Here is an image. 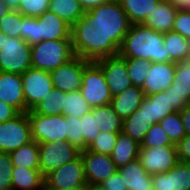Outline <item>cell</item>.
Wrapping results in <instances>:
<instances>
[{"mask_svg": "<svg viewBox=\"0 0 190 190\" xmlns=\"http://www.w3.org/2000/svg\"><path fill=\"white\" fill-rule=\"evenodd\" d=\"M131 23L118 0L85 11L71 26L74 54L88 61L119 54Z\"/></svg>", "mask_w": 190, "mask_h": 190, "instance_id": "obj_1", "label": "cell"}, {"mask_svg": "<svg viewBox=\"0 0 190 190\" xmlns=\"http://www.w3.org/2000/svg\"><path fill=\"white\" fill-rule=\"evenodd\" d=\"M164 34L143 24H131L119 49L123 58H140L155 63L167 62Z\"/></svg>", "mask_w": 190, "mask_h": 190, "instance_id": "obj_2", "label": "cell"}, {"mask_svg": "<svg viewBox=\"0 0 190 190\" xmlns=\"http://www.w3.org/2000/svg\"><path fill=\"white\" fill-rule=\"evenodd\" d=\"M21 38L30 45L46 40H71V26L49 10L40 17L22 15Z\"/></svg>", "mask_w": 190, "mask_h": 190, "instance_id": "obj_3", "label": "cell"}, {"mask_svg": "<svg viewBox=\"0 0 190 190\" xmlns=\"http://www.w3.org/2000/svg\"><path fill=\"white\" fill-rule=\"evenodd\" d=\"M74 56L71 40H46L31 45V63L35 69L50 72Z\"/></svg>", "mask_w": 190, "mask_h": 190, "instance_id": "obj_4", "label": "cell"}, {"mask_svg": "<svg viewBox=\"0 0 190 190\" xmlns=\"http://www.w3.org/2000/svg\"><path fill=\"white\" fill-rule=\"evenodd\" d=\"M79 91L91 108L110 104L113 98L101 67L94 61L85 67Z\"/></svg>", "mask_w": 190, "mask_h": 190, "instance_id": "obj_5", "label": "cell"}, {"mask_svg": "<svg viewBox=\"0 0 190 190\" xmlns=\"http://www.w3.org/2000/svg\"><path fill=\"white\" fill-rule=\"evenodd\" d=\"M31 63V45L22 38L8 36L0 51V71L22 75Z\"/></svg>", "mask_w": 190, "mask_h": 190, "instance_id": "obj_6", "label": "cell"}, {"mask_svg": "<svg viewBox=\"0 0 190 190\" xmlns=\"http://www.w3.org/2000/svg\"><path fill=\"white\" fill-rule=\"evenodd\" d=\"M26 113L30 121L32 140L38 144L66 141L65 115H40L33 110Z\"/></svg>", "mask_w": 190, "mask_h": 190, "instance_id": "obj_7", "label": "cell"}, {"mask_svg": "<svg viewBox=\"0 0 190 190\" xmlns=\"http://www.w3.org/2000/svg\"><path fill=\"white\" fill-rule=\"evenodd\" d=\"M39 165L43 176L76 159L81 150L67 140L39 143Z\"/></svg>", "mask_w": 190, "mask_h": 190, "instance_id": "obj_8", "label": "cell"}, {"mask_svg": "<svg viewBox=\"0 0 190 190\" xmlns=\"http://www.w3.org/2000/svg\"><path fill=\"white\" fill-rule=\"evenodd\" d=\"M32 141L27 113L0 123V152L10 153Z\"/></svg>", "mask_w": 190, "mask_h": 190, "instance_id": "obj_9", "label": "cell"}, {"mask_svg": "<svg viewBox=\"0 0 190 190\" xmlns=\"http://www.w3.org/2000/svg\"><path fill=\"white\" fill-rule=\"evenodd\" d=\"M87 184L81 154L44 176V190H67Z\"/></svg>", "mask_w": 190, "mask_h": 190, "instance_id": "obj_10", "label": "cell"}, {"mask_svg": "<svg viewBox=\"0 0 190 190\" xmlns=\"http://www.w3.org/2000/svg\"><path fill=\"white\" fill-rule=\"evenodd\" d=\"M90 62L75 55L66 63L50 71L54 88L64 93L80 90L85 67Z\"/></svg>", "mask_w": 190, "mask_h": 190, "instance_id": "obj_11", "label": "cell"}, {"mask_svg": "<svg viewBox=\"0 0 190 190\" xmlns=\"http://www.w3.org/2000/svg\"><path fill=\"white\" fill-rule=\"evenodd\" d=\"M25 97V112L32 110L54 89L50 73L40 69L29 68L21 75Z\"/></svg>", "mask_w": 190, "mask_h": 190, "instance_id": "obj_12", "label": "cell"}, {"mask_svg": "<svg viewBox=\"0 0 190 190\" xmlns=\"http://www.w3.org/2000/svg\"><path fill=\"white\" fill-rule=\"evenodd\" d=\"M138 159L148 174L168 172L178 162L176 145L140 147Z\"/></svg>", "mask_w": 190, "mask_h": 190, "instance_id": "obj_13", "label": "cell"}, {"mask_svg": "<svg viewBox=\"0 0 190 190\" xmlns=\"http://www.w3.org/2000/svg\"><path fill=\"white\" fill-rule=\"evenodd\" d=\"M86 183L91 187L99 186L118 171L110 155L99 154L86 150L81 151Z\"/></svg>", "mask_w": 190, "mask_h": 190, "instance_id": "obj_14", "label": "cell"}, {"mask_svg": "<svg viewBox=\"0 0 190 190\" xmlns=\"http://www.w3.org/2000/svg\"><path fill=\"white\" fill-rule=\"evenodd\" d=\"M95 62L101 67L112 96L132 86L126 61L119 54L101 58Z\"/></svg>", "mask_w": 190, "mask_h": 190, "instance_id": "obj_15", "label": "cell"}, {"mask_svg": "<svg viewBox=\"0 0 190 190\" xmlns=\"http://www.w3.org/2000/svg\"><path fill=\"white\" fill-rule=\"evenodd\" d=\"M153 190H190V163L178 161L168 172L152 175Z\"/></svg>", "mask_w": 190, "mask_h": 190, "instance_id": "obj_16", "label": "cell"}, {"mask_svg": "<svg viewBox=\"0 0 190 190\" xmlns=\"http://www.w3.org/2000/svg\"><path fill=\"white\" fill-rule=\"evenodd\" d=\"M175 63H151L147 78L141 89L145 96L166 91L174 81Z\"/></svg>", "mask_w": 190, "mask_h": 190, "instance_id": "obj_17", "label": "cell"}, {"mask_svg": "<svg viewBox=\"0 0 190 190\" xmlns=\"http://www.w3.org/2000/svg\"><path fill=\"white\" fill-rule=\"evenodd\" d=\"M0 100L13 106L20 113L25 112V97L20 74L0 71Z\"/></svg>", "mask_w": 190, "mask_h": 190, "instance_id": "obj_18", "label": "cell"}, {"mask_svg": "<svg viewBox=\"0 0 190 190\" xmlns=\"http://www.w3.org/2000/svg\"><path fill=\"white\" fill-rule=\"evenodd\" d=\"M127 190H153L152 175L148 174L137 158L118 168Z\"/></svg>", "mask_w": 190, "mask_h": 190, "instance_id": "obj_19", "label": "cell"}, {"mask_svg": "<svg viewBox=\"0 0 190 190\" xmlns=\"http://www.w3.org/2000/svg\"><path fill=\"white\" fill-rule=\"evenodd\" d=\"M144 97L145 94L141 87L132 85L123 92L113 96L110 104L117 115L122 120H125L140 107Z\"/></svg>", "mask_w": 190, "mask_h": 190, "instance_id": "obj_20", "label": "cell"}, {"mask_svg": "<svg viewBox=\"0 0 190 190\" xmlns=\"http://www.w3.org/2000/svg\"><path fill=\"white\" fill-rule=\"evenodd\" d=\"M140 109H144V117L152 125L159 123L165 116L175 112L170 107L169 94L166 91L145 96Z\"/></svg>", "mask_w": 190, "mask_h": 190, "instance_id": "obj_21", "label": "cell"}, {"mask_svg": "<svg viewBox=\"0 0 190 190\" xmlns=\"http://www.w3.org/2000/svg\"><path fill=\"white\" fill-rule=\"evenodd\" d=\"M176 14L173 3L160 1L142 24L164 34L172 31Z\"/></svg>", "mask_w": 190, "mask_h": 190, "instance_id": "obj_22", "label": "cell"}, {"mask_svg": "<svg viewBox=\"0 0 190 190\" xmlns=\"http://www.w3.org/2000/svg\"><path fill=\"white\" fill-rule=\"evenodd\" d=\"M12 190H44V176L40 169L13 166Z\"/></svg>", "mask_w": 190, "mask_h": 190, "instance_id": "obj_23", "label": "cell"}, {"mask_svg": "<svg viewBox=\"0 0 190 190\" xmlns=\"http://www.w3.org/2000/svg\"><path fill=\"white\" fill-rule=\"evenodd\" d=\"M140 144L123 132L118 133V138L111 153V159L117 168L125 166L129 162L138 158Z\"/></svg>", "mask_w": 190, "mask_h": 190, "instance_id": "obj_24", "label": "cell"}, {"mask_svg": "<svg viewBox=\"0 0 190 190\" xmlns=\"http://www.w3.org/2000/svg\"><path fill=\"white\" fill-rule=\"evenodd\" d=\"M164 47L167 50V62L175 63L190 58V40L177 32L164 33Z\"/></svg>", "mask_w": 190, "mask_h": 190, "instance_id": "obj_25", "label": "cell"}, {"mask_svg": "<svg viewBox=\"0 0 190 190\" xmlns=\"http://www.w3.org/2000/svg\"><path fill=\"white\" fill-rule=\"evenodd\" d=\"M131 24H142L160 0H118Z\"/></svg>", "mask_w": 190, "mask_h": 190, "instance_id": "obj_26", "label": "cell"}, {"mask_svg": "<svg viewBox=\"0 0 190 190\" xmlns=\"http://www.w3.org/2000/svg\"><path fill=\"white\" fill-rule=\"evenodd\" d=\"M151 125L144 117V109L139 107L123 120L122 132L141 145Z\"/></svg>", "mask_w": 190, "mask_h": 190, "instance_id": "obj_27", "label": "cell"}, {"mask_svg": "<svg viewBox=\"0 0 190 190\" xmlns=\"http://www.w3.org/2000/svg\"><path fill=\"white\" fill-rule=\"evenodd\" d=\"M49 11L72 26L85 13L78 0H50Z\"/></svg>", "mask_w": 190, "mask_h": 190, "instance_id": "obj_28", "label": "cell"}, {"mask_svg": "<svg viewBox=\"0 0 190 190\" xmlns=\"http://www.w3.org/2000/svg\"><path fill=\"white\" fill-rule=\"evenodd\" d=\"M13 166L40 169L39 165V146L34 140L17 150L10 152Z\"/></svg>", "mask_w": 190, "mask_h": 190, "instance_id": "obj_29", "label": "cell"}, {"mask_svg": "<svg viewBox=\"0 0 190 190\" xmlns=\"http://www.w3.org/2000/svg\"><path fill=\"white\" fill-rule=\"evenodd\" d=\"M180 96L190 100V58L175 62L174 81L171 85Z\"/></svg>", "mask_w": 190, "mask_h": 190, "instance_id": "obj_30", "label": "cell"}, {"mask_svg": "<svg viewBox=\"0 0 190 190\" xmlns=\"http://www.w3.org/2000/svg\"><path fill=\"white\" fill-rule=\"evenodd\" d=\"M65 93L52 89L32 110L40 115L63 114Z\"/></svg>", "mask_w": 190, "mask_h": 190, "instance_id": "obj_31", "label": "cell"}, {"mask_svg": "<svg viewBox=\"0 0 190 190\" xmlns=\"http://www.w3.org/2000/svg\"><path fill=\"white\" fill-rule=\"evenodd\" d=\"M97 123L100 131L121 133L123 120L113 110L111 104L97 107Z\"/></svg>", "mask_w": 190, "mask_h": 190, "instance_id": "obj_32", "label": "cell"}, {"mask_svg": "<svg viewBox=\"0 0 190 190\" xmlns=\"http://www.w3.org/2000/svg\"><path fill=\"white\" fill-rule=\"evenodd\" d=\"M91 107L79 90L65 93L63 115L80 118L90 112Z\"/></svg>", "mask_w": 190, "mask_h": 190, "instance_id": "obj_33", "label": "cell"}, {"mask_svg": "<svg viewBox=\"0 0 190 190\" xmlns=\"http://www.w3.org/2000/svg\"><path fill=\"white\" fill-rule=\"evenodd\" d=\"M128 75L133 86L142 87L145 79L148 76L151 61L140 58H124Z\"/></svg>", "mask_w": 190, "mask_h": 190, "instance_id": "obj_34", "label": "cell"}, {"mask_svg": "<svg viewBox=\"0 0 190 190\" xmlns=\"http://www.w3.org/2000/svg\"><path fill=\"white\" fill-rule=\"evenodd\" d=\"M159 123L174 145L178 144L186 135L180 111H175L165 116Z\"/></svg>", "mask_w": 190, "mask_h": 190, "instance_id": "obj_35", "label": "cell"}, {"mask_svg": "<svg viewBox=\"0 0 190 190\" xmlns=\"http://www.w3.org/2000/svg\"><path fill=\"white\" fill-rule=\"evenodd\" d=\"M22 14L17 10H7L0 18V31L5 35L21 38Z\"/></svg>", "mask_w": 190, "mask_h": 190, "instance_id": "obj_36", "label": "cell"}, {"mask_svg": "<svg viewBox=\"0 0 190 190\" xmlns=\"http://www.w3.org/2000/svg\"><path fill=\"white\" fill-rule=\"evenodd\" d=\"M82 121V133L84 136V150H86L100 133L97 123V107L80 117Z\"/></svg>", "mask_w": 190, "mask_h": 190, "instance_id": "obj_37", "label": "cell"}, {"mask_svg": "<svg viewBox=\"0 0 190 190\" xmlns=\"http://www.w3.org/2000/svg\"><path fill=\"white\" fill-rule=\"evenodd\" d=\"M117 138L118 133L100 131L98 136L87 148V150L99 154L111 155L113 148L115 147Z\"/></svg>", "mask_w": 190, "mask_h": 190, "instance_id": "obj_38", "label": "cell"}, {"mask_svg": "<svg viewBox=\"0 0 190 190\" xmlns=\"http://www.w3.org/2000/svg\"><path fill=\"white\" fill-rule=\"evenodd\" d=\"M66 140L79 150H84V136L80 118L66 116Z\"/></svg>", "mask_w": 190, "mask_h": 190, "instance_id": "obj_39", "label": "cell"}, {"mask_svg": "<svg viewBox=\"0 0 190 190\" xmlns=\"http://www.w3.org/2000/svg\"><path fill=\"white\" fill-rule=\"evenodd\" d=\"M163 145H174L165 130L162 128L160 123H154L150 126L147 134L140 147H153Z\"/></svg>", "mask_w": 190, "mask_h": 190, "instance_id": "obj_40", "label": "cell"}, {"mask_svg": "<svg viewBox=\"0 0 190 190\" xmlns=\"http://www.w3.org/2000/svg\"><path fill=\"white\" fill-rule=\"evenodd\" d=\"M50 0H20L18 12L26 17H40L49 10Z\"/></svg>", "mask_w": 190, "mask_h": 190, "instance_id": "obj_41", "label": "cell"}, {"mask_svg": "<svg viewBox=\"0 0 190 190\" xmlns=\"http://www.w3.org/2000/svg\"><path fill=\"white\" fill-rule=\"evenodd\" d=\"M12 171L10 153L0 152V190H12Z\"/></svg>", "mask_w": 190, "mask_h": 190, "instance_id": "obj_42", "label": "cell"}, {"mask_svg": "<svg viewBox=\"0 0 190 190\" xmlns=\"http://www.w3.org/2000/svg\"><path fill=\"white\" fill-rule=\"evenodd\" d=\"M172 31L190 40V11H177Z\"/></svg>", "mask_w": 190, "mask_h": 190, "instance_id": "obj_43", "label": "cell"}, {"mask_svg": "<svg viewBox=\"0 0 190 190\" xmlns=\"http://www.w3.org/2000/svg\"><path fill=\"white\" fill-rule=\"evenodd\" d=\"M98 187L103 190H127V187H124L123 178L119 171L111 175L107 180L101 182Z\"/></svg>", "mask_w": 190, "mask_h": 190, "instance_id": "obj_44", "label": "cell"}, {"mask_svg": "<svg viewBox=\"0 0 190 190\" xmlns=\"http://www.w3.org/2000/svg\"><path fill=\"white\" fill-rule=\"evenodd\" d=\"M178 161L190 163V135H185L183 139L176 144Z\"/></svg>", "mask_w": 190, "mask_h": 190, "instance_id": "obj_45", "label": "cell"}, {"mask_svg": "<svg viewBox=\"0 0 190 190\" xmlns=\"http://www.w3.org/2000/svg\"><path fill=\"white\" fill-rule=\"evenodd\" d=\"M166 92L169 94L170 107H172L175 111H181L188 105L189 102L173 90L172 86H170Z\"/></svg>", "mask_w": 190, "mask_h": 190, "instance_id": "obj_46", "label": "cell"}, {"mask_svg": "<svg viewBox=\"0 0 190 190\" xmlns=\"http://www.w3.org/2000/svg\"><path fill=\"white\" fill-rule=\"evenodd\" d=\"M19 114L16 108L0 100V123L11 120Z\"/></svg>", "mask_w": 190, "mask_h": 190, "instance_id": "obj_47", "label": "cell"}, {"mask_svg": "<svg viewBox=\"0 0 190 190\" xmlns=\"http://www.w3.org/2000/svg\"><path fill=\"white\" fill-rule=\"evenodd\" d=\"M180 116L186 135H190V105H187L183 110L180 111Z\"/></svg>", "mask_w": 190, "mask_h": 190, "instance_id": "obj_48", "label": "cell"}, {"mask_svg": "<svg viewBox=\"0 0 190 190\" xmlns=\"http://www.w3.org/2000/svg\"><path fill=\"white\" fill-rule=\"evenodd\" d=\"M84 9V11H89L92 8L98 7L101 4L107 3L110 0H78Z\"/></svg>", "mask_w": 190, "mask_h": 190, "instance_id": "obj_49", "label": "cell"}, {"mask_svg": "<svg viewBox=\"0 0 190 190\" xmlns=\"http://www.w3.org/2000/svg\"><path fill=\"white\" fill-rule=\"evenodd\" d=\"M174 4L176 11H190V0H168Z\"/></svg>", "mask_w": 190, "mask_h": 190, "instance_id": "obj_50", "label": "cell"}, {"mask_svg": "<svg viewBox=\"0 0 190 190\" xmlns=\"http://www.w3.org/2000/svg\"><path fill=\"white\" fill-rule=\"evenodd\" d=\"M7 10H18L20 0H2Z\"/></svg>", "mask_w": 190, "mask_h": 190, "instance_id": "obj_51", "label": "cell"}, {"mask_svg": "<svg viewBox=\"0 0 190 190\" xmlns=\"http://www.w3.org/2000/svg\"><path fill=\"white\" fill-rule=\"evenodd\" d=\"M67 190H91V186L89 184H83L75 188H70Z\"/></svg>", "mask_w": 190, "mask_h": 190, "instance_id": "obj_52", "label": "cell"}, {"mask_svg": "<svg viewBox=\"0 0 190 190\" xmlns=\"http://www.w3.org/2000/svg\"><path fill=\"white\" fill-rule=\"evenodd\" d=\"M6 11V6L3 4L2 0H0V18L5 14Z\"/></svg>", "mask_w": 190, "mask_h": 190, "instance_id": "obj_53", "label": "cell"}, {"mask_svg": "<svg viewBox=\"0 0 190 190\" xmlns=\"http://www.w3.org/2000/svg\"><path fill=\"white\" fill-rule=\"evenodd\" d=\"M8 36L5 35L3 32L0 31V51L2 49V46L4 44V38H7Z\"/></svg>", "mask_w": 190, "mask_h": 190, "instance_id": "obj_54", "label": "cell"}, {"mask_svg": "<svg viewBox=\"0 0 190 190\" xmlns=\"http://www.w3.org/2000/svg\"><path fill=\"white\" fill-rule=\"evenodd\" d=\"M91 190H103V189H101V188L98 187V186H94V187H91Z\"/></svg>", "mask_w": 190, "mask_h": 190, "instance_id": "obj_55", "label": "cell"}]
</instances>
